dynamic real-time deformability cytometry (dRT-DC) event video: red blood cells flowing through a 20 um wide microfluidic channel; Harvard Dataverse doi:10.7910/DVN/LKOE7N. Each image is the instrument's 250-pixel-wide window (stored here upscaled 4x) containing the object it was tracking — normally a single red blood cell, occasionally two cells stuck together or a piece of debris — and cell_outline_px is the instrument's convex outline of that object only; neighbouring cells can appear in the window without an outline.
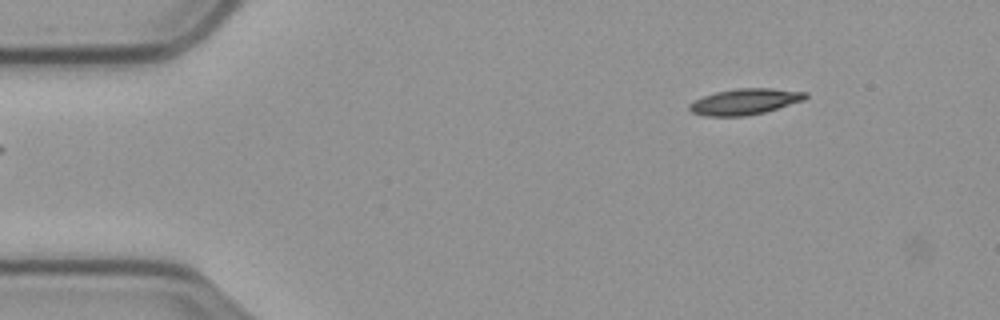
{"species": "common noctule bat (a hibernating species)", "species_latin": "Nyctalus noctula", "temperature_condition": "cold", "stored_images_in_passage": 7, "camera_frame_rate_fps": 3000, "um_per_image_px": 0.085, "animal": {"sex": "male", "body_mass_g": 23.1, "forearm_length_mm": 52.7}, "frame": {"image": 1, "passage_image": 3, "time_ms": 0.667, "image_size_px": [1000, 320], "cell_outline_px": [[808, 96], [804, 100], [764, 112], [744, 116], [704, 116], [692, 112], [688, 108], [688, 104], [704, 96], [716, 92], [736, 88], [772, 88], [808, 92]], "centroid_in_image_um": [63.32, 8.63], "position_along_channel_um": 21.7, "area_um2": 17.51}}